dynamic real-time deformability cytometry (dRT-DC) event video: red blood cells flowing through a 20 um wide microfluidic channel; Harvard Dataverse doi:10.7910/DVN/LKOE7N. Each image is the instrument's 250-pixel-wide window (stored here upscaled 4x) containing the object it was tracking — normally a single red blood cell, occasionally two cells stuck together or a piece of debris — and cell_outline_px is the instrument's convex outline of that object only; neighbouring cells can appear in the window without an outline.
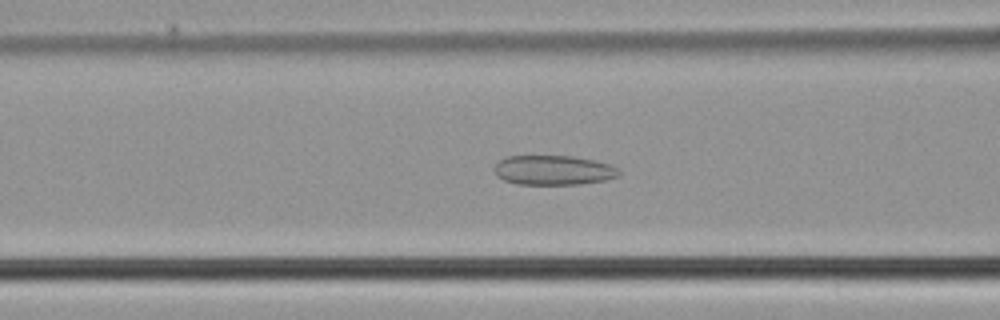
{"species": "common noctule bat (a hibernating species)", "species_latin": "Nyctalus noctula", "temperature_condition": "cold", "stored_images_in_passage": 43, "camera_frame_rate_fps": 3000, "um_per_image_px": 0.085, "animal": {"sex": "male", "body_mass_g": 21.5, "forearm_length_mm": 52.0}, "frame": {"image": 1, "passage_image": 13, "time_ms": 4.0, "image_size_px": [1000, 320], "cell_outline_px": [[620, 176], [604, 180], [580, 184], [516, 184], [504, 180], [496, 176], [496, 164], [500, 160], [508, 156], [572, 156], [596, 160], [612, 164], [620, 172]], "centroid_in_image_um": [47.08, 14.46], "position_along_channel_um": 119.5, "area_um2": 21.5}}
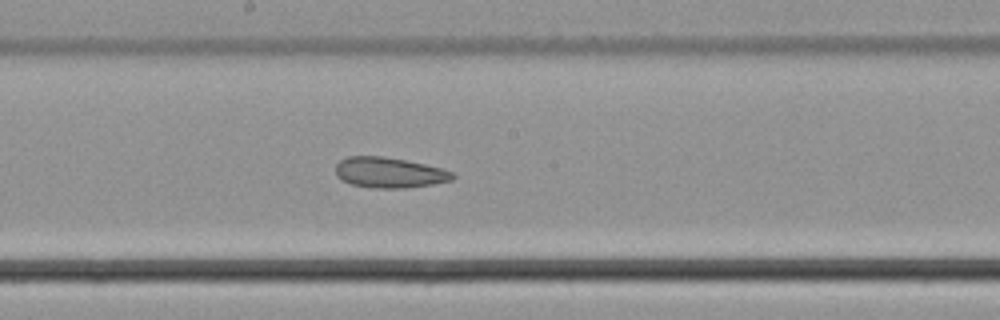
{"frame": {"image": 2, "passage_image": 20, "time_ms": 6.333, "image_size_px": [1000, 320], "cell_outline_px": [[456, 176], [452, 180], [432, 184], [404, 188], [376, 188], [352, 184], [340, 180], [336, 176], [336, 164], [340, 160], [348, 156], [384, 156], [424, 164], [440, 168], [452, 172]], "centroid_in_image_um": [33.06, 14.67], "position_along_channel_um": 215.1, "area_um2": 20.69}}
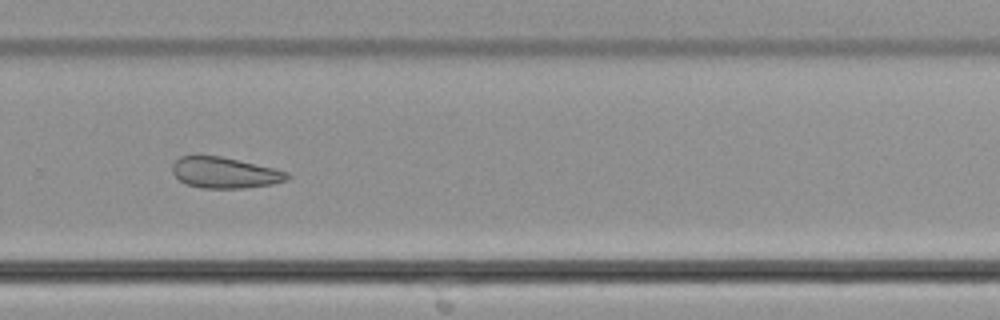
{"frame": {"image": 3, "passage_image": 27, "time_ms": 8.667, "image_size_px": [1000, 320], "cell_outline_px": [[292, 176], [288, 180], [272, 184], [244, 188], [204, 188], [184, 184], [172, 172], [172, 164], [180, 156], [220, 156], [272, 168], [288, 172]], "centroid_in_image_um": [19.1, 14.69], "position_along_channel_um": 310.7, "area_um2": 20.58}}